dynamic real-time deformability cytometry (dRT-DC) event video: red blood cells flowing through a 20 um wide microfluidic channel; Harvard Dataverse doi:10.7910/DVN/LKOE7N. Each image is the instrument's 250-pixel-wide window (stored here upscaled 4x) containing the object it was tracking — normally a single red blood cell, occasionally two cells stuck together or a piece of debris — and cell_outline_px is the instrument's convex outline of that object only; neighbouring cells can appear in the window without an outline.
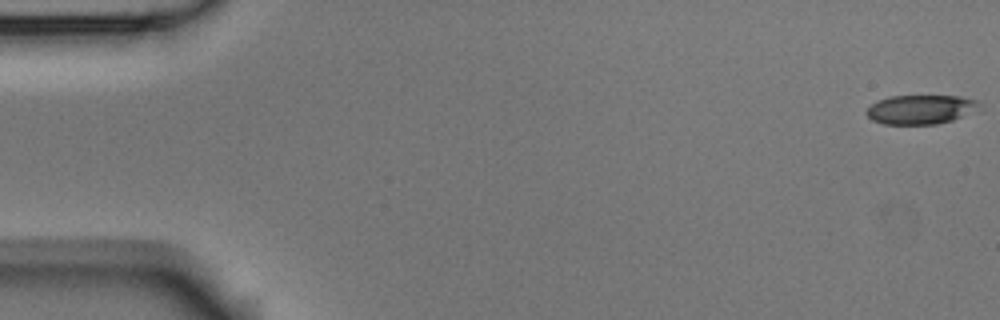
{"species": "Egyptian fruit bat (a non-hibernating species)", "species_latin": "Rousettus aegyptiacus", "temperature_condition": "room temperature", "stored_images_in_passage": 54, "camera_frame_rate_fps": 3000, "um_per_image_px": 0.085, "animal": {"sex": "male"}, "frame": {"image": 1, "passage_image": 1, "time_ms": 0.0, "image_size_px": [1000, 320], "cell_outline_px": [[980, 104], [960, 116], [952, 120], [936, 124], [884, 124], [872, 120], [864, 112], [872, 104], [888, 96], [960, 96], [976, 100]], "centroid_in_image_um": [78.16, 9.3], "position_along_channel_um": 6.8, "area_um2": 18.67}}
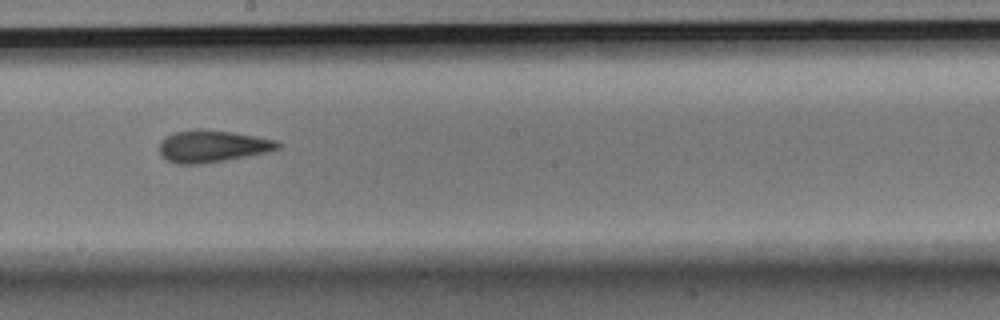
{"frame": {"image": 2, "passage_image": 30, "time_ms": 9.667, "image_size_px": [1000, 320], "cell_outline_px": [[280, 148], [264, 152], [224, 160], [200, 164], [176, 164], [168, 160], [160, 152], [160, 140], [164, 136], [172, 132], [232, 132], [256, 136], [276, 140], [280, 144]], "centroid_in_image_um": [18.03, 12.46], "position_along_channel_um": 230.2, "area_um2": 21.1}}
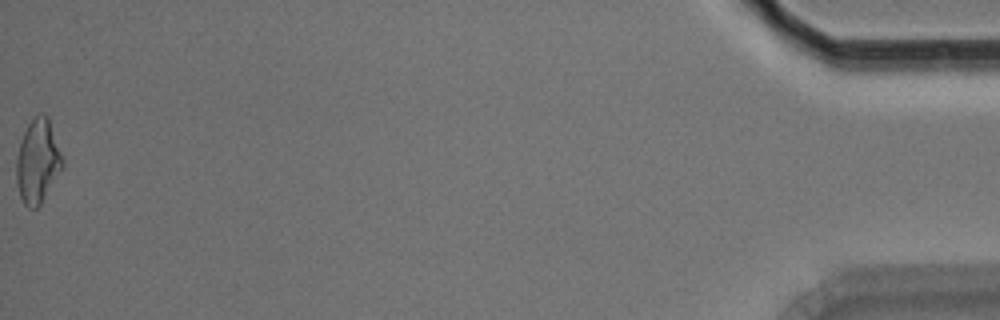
{"frame": {"image": 3, "passage_image": 54, "time_ms": 17.667, "image_size_px": [1000, 320], "cell_outline_px": [[64, 168], [40, 204], [36, 208], [28, 208], [24, 204], [20, 196], [16, 184], [16, 156], [20, 140], [28, 124], [40, 112], [44, 112], [48, 116], [64, 160]], "centroid_in_image_um": [3.21, 13.71], "position_along_channel_um": 432.0, "area_um2": 22.83}, "authors_computed_cell_mechanics": {"area_um2": 21.5016, "velocity_mm_per_s": 3.7733, "shape_relaxation_time_tau1_ms": 8.0838, "shape_relaxation_time_tau2_ms": 2.4709, "deformation_change_tau1": 0.2067, "deformation_change_tau2": 0.1083}}